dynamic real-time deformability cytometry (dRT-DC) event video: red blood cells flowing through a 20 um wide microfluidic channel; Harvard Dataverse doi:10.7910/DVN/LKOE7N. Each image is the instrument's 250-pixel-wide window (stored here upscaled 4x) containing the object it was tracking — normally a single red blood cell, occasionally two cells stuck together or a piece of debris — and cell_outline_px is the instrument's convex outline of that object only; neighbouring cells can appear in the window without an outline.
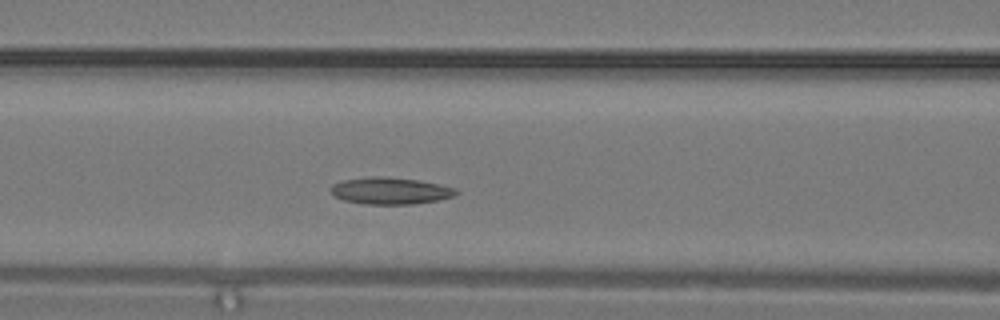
{"species": "common noctule bat (a hibernating species)", "species_latin": "Nyctalus noctula", "temperature_condition": "warm", "stored_images_in_passage": 13, "camera_frame_rate_fps": 3000, "um_per_image_px": 0.085, "animal": {"sex": "male", "body_mass_g": 19.2, "forearm_length_mm": 51.8}, "frame": {"image": 1, "passage_image": 8, "time_ms": 2.333, "image_size_px": [1000, 320], "cell_outline_px": [[460, 192], [452, 196], [436, 200], [412, 204], [364, 204], [344, 200], [336, 196], [328, 188], [332, 184], [344, 180], [372, 176], [384, 176], [416, 180], [440, 184], [456, 188]], "centroid_in_image_um": [33.16, 16.21], "position_along_channel_um": 133.4, "area_um2": 19.48}}
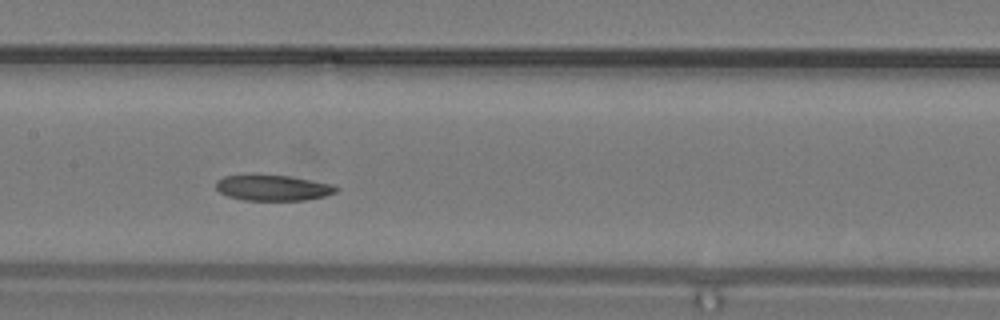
{"frame": {"image": 2, "passage_image": 10, "time_ms": 3.0, "image_size_px": [1000, 320], "cell_outline_px": [[340, 188], [336, 192], [324, 196], [304, 200], [244, 200], [228, 196], [220, 192], [216, 188], [216, 180], [224, 176], [252, 172], [288, 176], [332, 184]], "centroid_in_image_um": [23.13, 15.92], "position_along_channel_um": 184.3, "area_um2": 18.5}}
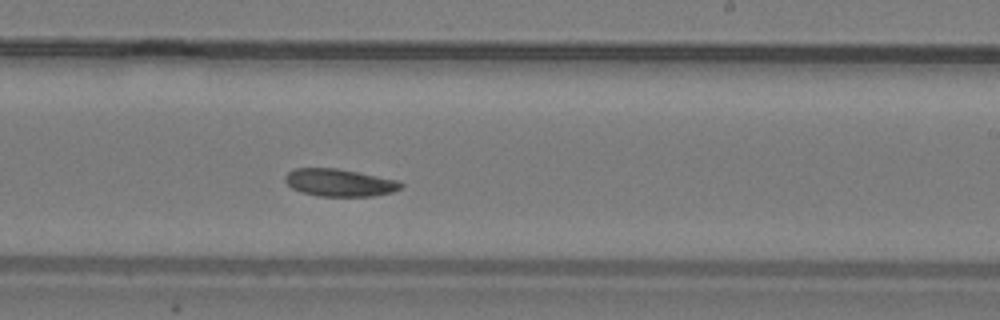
{"frame": {"image": 3, "passage_image": 13, "time_ms": 4.0, "image_size_px": [1000, 320], "cell_outline_px": [[404, 184], [400, 188], [392, 192], [372, 196], [320, 196], [300, 192], [292, 188], [284, 180], [284, 176], [292, 168], [336, 168], [396, 180]], "centroid_in_image_um": [28.8, 15.52], "position_along_channel_um": 260.2, "area_um2": 18.38}}